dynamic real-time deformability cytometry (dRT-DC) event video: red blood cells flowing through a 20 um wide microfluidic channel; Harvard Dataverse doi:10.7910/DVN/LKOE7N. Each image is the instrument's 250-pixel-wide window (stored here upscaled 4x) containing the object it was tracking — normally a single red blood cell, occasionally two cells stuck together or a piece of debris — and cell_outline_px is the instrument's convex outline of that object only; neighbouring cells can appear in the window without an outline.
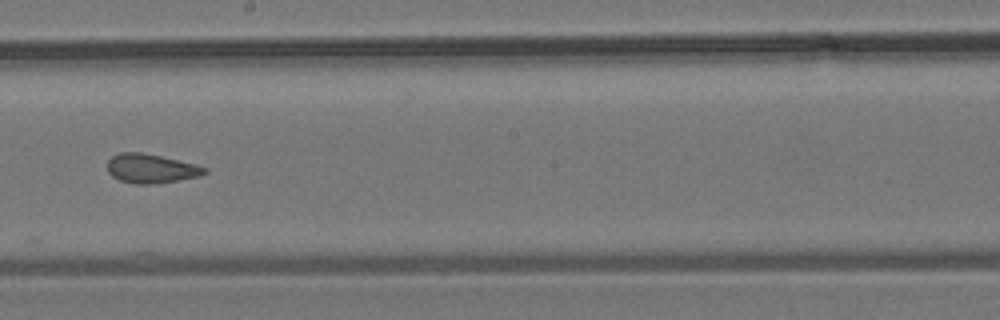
{"species": "common noctule bat (a hibernating species)", "species_latin": "Nyctalus noctula", "temperature_condition": "room temperature", "stored_images_in_passage": 9, "camera_frame_rate_fps": 3000, "um_per_image_px": 0.085, "animal": {"sex": "male", "body_mass_g": 19.2, "forearm_length_mm": 51.8}, "frame": {"image": 1, "passage_image": 8, "time_ms": 9.0, "image_size_px": [1000, 320], "cell_outline_px": [[208, 172], [200, 176], [152, 184], [132, 184], [120, 180], [112, 176], [108, 172], [108, 160], [112, 156], [120, 152], [140, 152], [160, 156], [196, 164], [208, 168]], "centroid_in_image_um": [12.84, 14.32], "position_along_channel_um": 235.4, "area_um2": 16.47}}
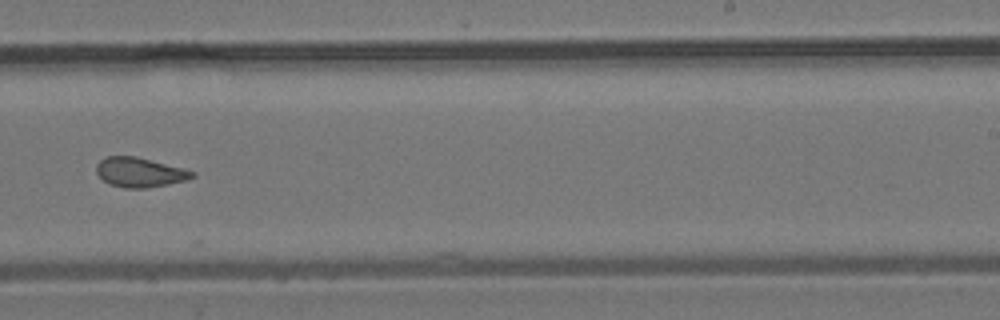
{"frame": {"image": 2, "passage_image": 9, "time_ms": 10.0, "image_size_px": [1000, 320], "cell_outline_px": [[196, 176], [188, 180], [168, 184], [144, 188], [124, 188], [108, 184], [96, 172], [96, 164], [104, 156], [136, 156], [184, 168], [196, 172]], "centroid_in_image_um": [11.89, 14.64], "position_along_channel_um": 277.1, "area_um2": 16.7}}